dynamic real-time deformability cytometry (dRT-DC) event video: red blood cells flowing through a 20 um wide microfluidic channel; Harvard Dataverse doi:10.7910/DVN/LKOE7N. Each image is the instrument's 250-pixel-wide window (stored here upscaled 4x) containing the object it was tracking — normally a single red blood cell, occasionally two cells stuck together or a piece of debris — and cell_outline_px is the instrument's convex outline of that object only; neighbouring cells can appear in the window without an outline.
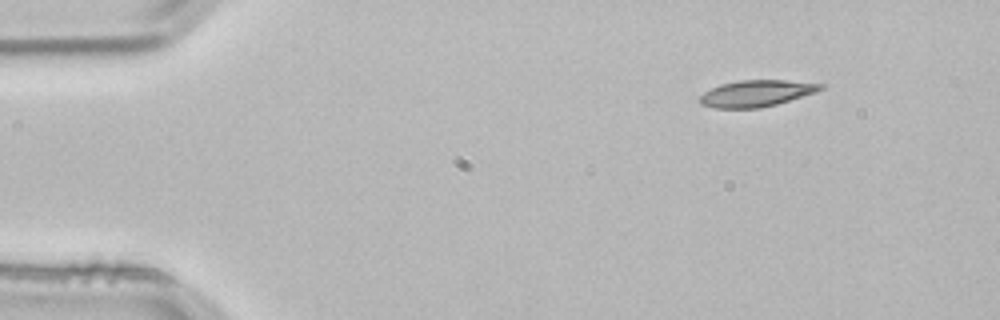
{"species": "common noctule bat (a hibernating species)", "species_latin": "Nyctalus noctula", "temperature_condition": "room temperature", "stored_images_in_passage": 3, "camera_frame_rate_fps": 3000, "um_per_image_px": 0.085, "animal": {"sex": "male", "body_mass_g": 21.5, "forearm_length_mm": 52.0}, "frame": {"image": 1, "passage_image": 1, "time_ms": 0.0, "image_size_px": [1000, 320], "cell_outline_px": [[824, 88], [816, 92], [776, 104], [760, 108], [716, 108], [700, 104], [700, 96], [704, 92], [720, 84], [740, 80], [784, 80], [824, 84]], "centroid_in_image_um": [64.29, 7.93], "position_along_channel_um": 20.7, "area_um2": 18.5}}
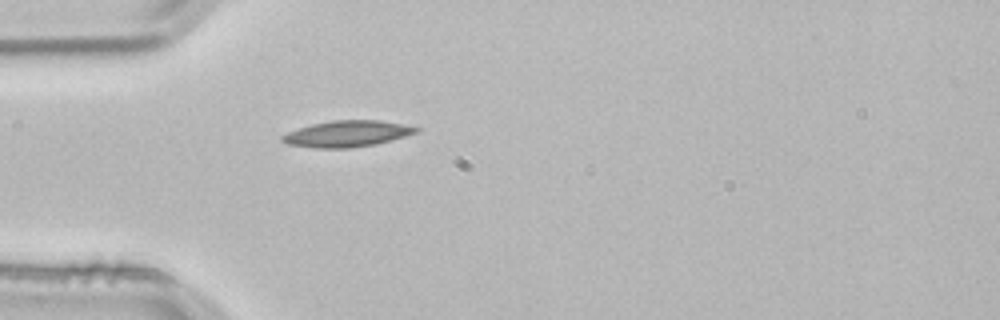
{"frame": {"image": 2, "passage_image": 3, "time_ms": 0.667, "image_size_px": [1000, 320], "cell_outline_px": [[420, 132], [392, 140], [376, 144], [348, 148], [312, 148], [288, 144], [280, 140], [280, 136], [288, 132], [312, 124], [332, 120], [380, 120], [404, 124], [420, 128]], "centroid_in_image_um": [29.53, 11.37], "position_along_channel_um": 55.5, "area_um2": 20.58}}